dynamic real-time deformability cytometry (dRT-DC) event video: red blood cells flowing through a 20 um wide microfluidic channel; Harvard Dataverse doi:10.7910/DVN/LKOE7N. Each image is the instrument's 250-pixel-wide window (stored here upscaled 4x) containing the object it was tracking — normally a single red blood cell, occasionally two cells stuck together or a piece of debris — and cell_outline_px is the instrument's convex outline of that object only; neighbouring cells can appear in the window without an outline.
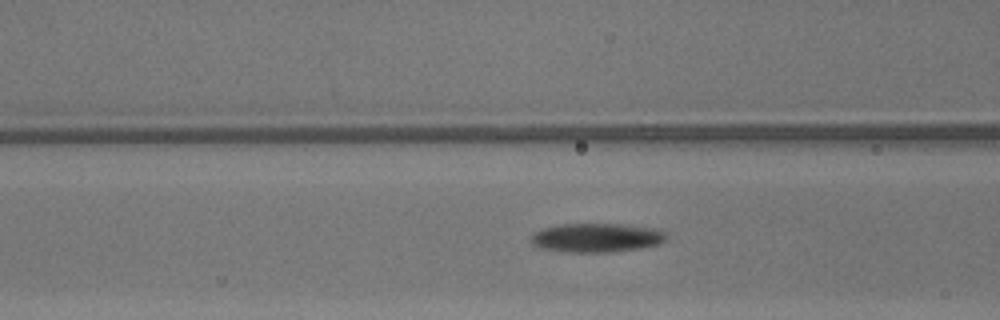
{"species": "common noctule bat (a hibernating species)", "species_latin": "Nyctalus noctula", "temperature_condition": "warm", "stored_images_in_passage": 46, "segment_of_instrument_passage": [1, 2], "camera_frame_rate_fps": 3000, "um_per_image_px": 0.085, "animal": {"sex": "male", "body_mass_g": 13.3}, "frame": {"image": 1, "passage_image": 15, "time_ms": 4.667, "image_size_px": [1000, 320], "cell_outline_px": [[668, 236], [660, 244], [644, 248], [608, 252], [564, 252], [540, 248], [532, 244], [528, 240], [536, 232], [544, 228], [556, 224], [620, 224], [660, 228]], "centroid_in_image_um": [50.73, 20.2], "position_along_channel_um": 115.9, "area_um2": 23.18}}
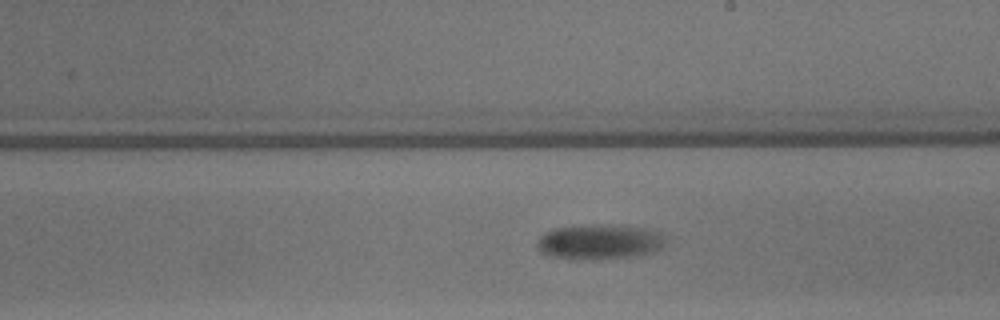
{"frame": {"image": 2, "passage_image": 24, "time_ms": 7.667, "image_size_px": [1000, 320], "cell_outline_px": [[664, 244], [660, 248], [652, 252], [628, 256], [552, 256], [540, 252], [536, 244], [540, 236], [544, 232], [556, 228], [592, 224], [644, 228], [660, 232], [664, 236]], "centroid_in_image_um": [50.95, 20.49], "position_along_channel_um": 238.1, "area_um2": 24.68}}
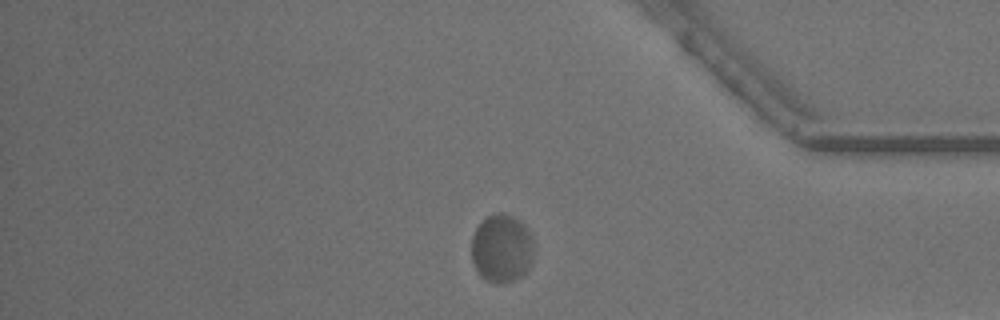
{"frame": {"image": 3, "passage_image": 37, "time_ms": 12.0, "image_size_px": [1000, 320], "cell_outline_px": [[532, 260], [524, 276], [516, 280], [500, 284], [484, 280], [480, 276], [472, 264], [472, 236], [476, 228], [488, 216], [496, 212], [500, 212], [512, 216], [520, 220], [524, 224], [532, 236]], "centroid_in_image_um": [42.64, 21.14], "position_along_channel_um": 392.6, "area_um2": 25.09}}